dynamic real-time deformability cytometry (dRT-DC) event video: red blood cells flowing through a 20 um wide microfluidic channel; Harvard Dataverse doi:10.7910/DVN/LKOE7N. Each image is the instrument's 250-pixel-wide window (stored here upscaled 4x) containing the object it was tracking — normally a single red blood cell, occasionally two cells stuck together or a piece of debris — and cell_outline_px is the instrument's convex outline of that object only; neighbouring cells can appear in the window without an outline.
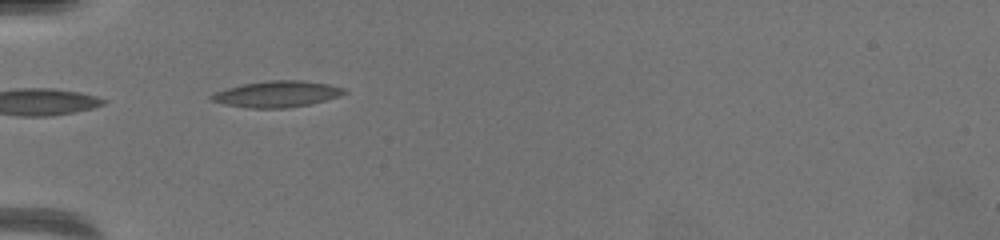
{"species": "common noctule bat (a hibernating species)", "species_latin": "Nyctalus noctula", "temperature_condition": "warm", "stored_images_in_passage": 3, "camera_frame_rate_fps": 3000, "um_per_image_px": 0.085, "animal": {"sex": "female", "body_mass_g": 19.5, "forearm_length_mm": 54.1}, "frame": {"image": 1, "passage_image": 1, "time_ms": 0.0, "image_size_px": [1000, 240], "cell_outline_px": [[348, 92], [340, 96], [308, 104], [284, 108], [252, 108], [224, 104], [208, 100], [208, 96], [216, 92], [228, 88], [244, 84], [268, 80], [300, 80], [328, 84], [344, 88]], "centroid_in_image_um": [23.52, 7.99], "position_along_channel_um": 61.5, "area_um2": 20.11}}